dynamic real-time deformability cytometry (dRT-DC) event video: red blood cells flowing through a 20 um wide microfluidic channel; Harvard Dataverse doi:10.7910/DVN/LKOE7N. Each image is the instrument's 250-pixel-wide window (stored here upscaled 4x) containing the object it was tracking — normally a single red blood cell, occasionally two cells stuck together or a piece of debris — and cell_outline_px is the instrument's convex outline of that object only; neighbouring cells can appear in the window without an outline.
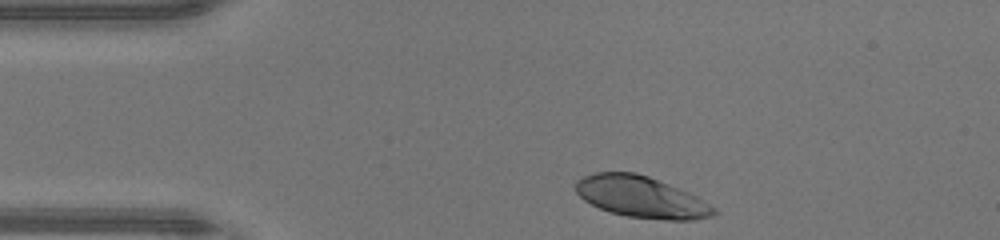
{"species": "human", "species_latin": "Homo sapiens", "temperature_condition": "warm", "stored_images_in_passage": 31, "camera_frame_rate_fps": 3000, "um_per_image_px": 0.085, "donor": {"sex": "male"}, "frame": {"image": 1, "passage_image": 1, "time_ms": 0.0, "image_size_px": [1000, 240], "cell_outline_px": [[716, 212], [712, 216], [692, 220], [668, 220], [628, 216], [612, 212], [600, 208], [584, 200], [576, 192], [576, 180], [584, 176], [596, 172], [636, 172], [648, 176], [688, 192], [696, 196], [716, 208]], "centroid_in_image_um": [54.5, 16.74], "position_along_channel_um": 30.5, "area_um2": 32.95}}
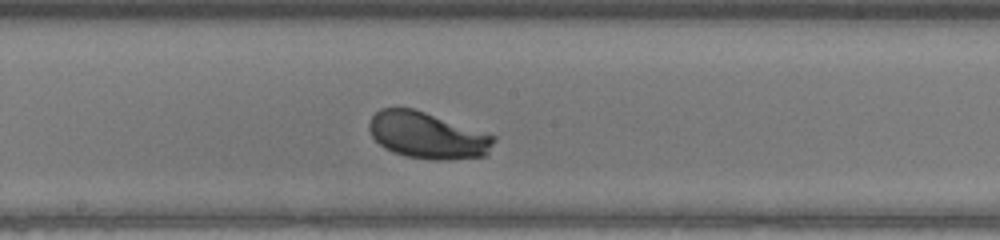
{"frame": {"image": 2, "passage_image": 17, "time_ms": 5.333, "image_size_px": [1000, 240], "cell_outline_px": [[496, 140], [488, 152], [484, 156], [448, 160], [432, 160], [404, 156], [392, 152], [384, 148], [372, 136], [368, 128], [368, 124], [372, 116], [380, 108], [412, 108], [496, 136]], "centroid_in_image_um": [36.31, 11.52], "position_along_channel_um": 211.9, "area_um2": 33.64}}
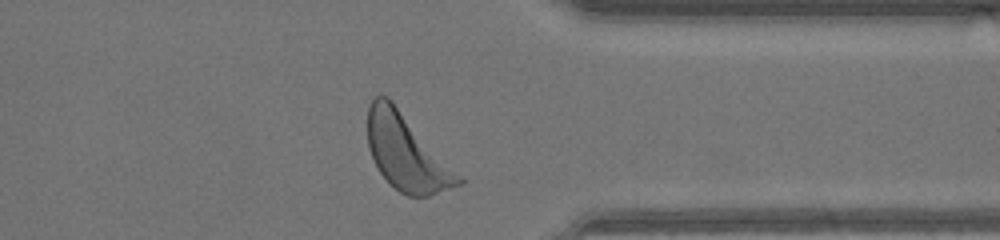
{"frame": {"image": 3, "passage_image": 29, "time_ms": 9.333, "image_size_px": [1000, 240], "cell_outline_px": [[464, 184], [428, 196], [408, 196], [400, 192], [380, 172], [368, 148], [368, 108], [372, 100], [376, 96], [388, 96], [392, 100], [464, 176]], "centroid_in_image_um": [34.63, 12.97], "position_along_channel_um": 376.8, "area_um2": 40.34}, "authors_computed_cell_mechanics": {"area_um2": 33.9286, "velocity_mm_per_s": 4.3358, "shape_relaxation_time_tau1_ms": 2.0384, "shape_relaxation_time_tau2_ms": null, "deformation_change_tau1": 0.1519, "deformation_change_tau2": null}}